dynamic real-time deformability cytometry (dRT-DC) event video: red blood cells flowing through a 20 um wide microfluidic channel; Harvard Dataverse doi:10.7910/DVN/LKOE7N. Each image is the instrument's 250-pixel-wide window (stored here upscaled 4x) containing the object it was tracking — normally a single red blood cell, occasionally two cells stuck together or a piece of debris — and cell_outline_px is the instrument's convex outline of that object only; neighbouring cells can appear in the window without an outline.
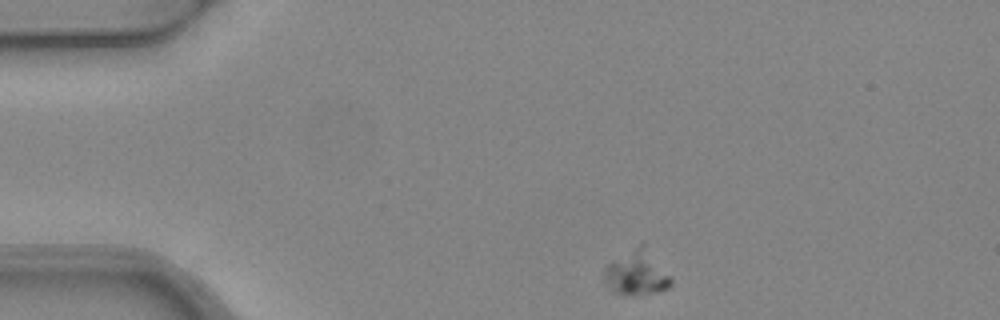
{"species": "common noctule bat (a hibernating species)", "species_latin": "Nyctalus noctula", "temperature_condition": "warm", "stored_images_in_passage": 3, "segment_of_instrument_passage": [1, 2], "camera_frame_rate_fps": 3000, "um_per_image_px": 0.085, "animal": {"sex": "female", "body_mass_g": 24.6, "forearm_length_mm": 56.2}, "frame": {"image": 1, "passage_image": 1, "time_ms": 0.0, "image_size_px": [1000, 320], "cell_outline_px": [[672, 284], [668, 288], [660, 292], [632, 296], [624, 296], [612, 292], [604, 284], [604, 268], [608, 264], [640, 244], [644, 244], [672, 280]], "centroid_in_image_um": [54.08, 23.28], "position_along_channel_um": 30.9, "area_um2": 17.28}}